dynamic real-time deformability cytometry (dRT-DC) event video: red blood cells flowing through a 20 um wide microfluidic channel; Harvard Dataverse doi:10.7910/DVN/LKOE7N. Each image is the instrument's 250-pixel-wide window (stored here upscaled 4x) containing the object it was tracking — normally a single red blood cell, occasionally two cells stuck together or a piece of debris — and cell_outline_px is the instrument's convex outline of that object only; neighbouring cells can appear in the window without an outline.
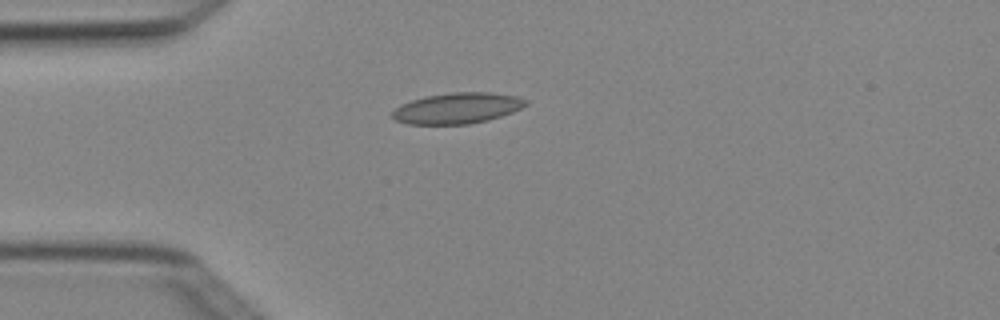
{"species": "Egyptian fruit bat (a non-hibernating species)", "species_latin": "Rousettus aegyptiacus", "temperature_condition": "cold", "stored_images_in_passage": 5, "camera_frame_rate_fps": 3000, "um_per_image_px": 0.085, "animal": {"sex": "female"}, "frame": {"image": 1, "passage_image": 4, "time_ms": 1.0, "image_size_px": [1000, 320], "cell_outline_px": [[528, 104], [512, 112], [488, 120], [468, 124], [408, 124], [396, 120], [392, 116], [392, 112], [400, 104], [424, 96], [452, 92], [492, 92], [516, 96], [528, 100]], "centroid_in_image_um": [38.87, 9.19], "position_along_channel_um": 46.1, "area_um2": 23.99}}